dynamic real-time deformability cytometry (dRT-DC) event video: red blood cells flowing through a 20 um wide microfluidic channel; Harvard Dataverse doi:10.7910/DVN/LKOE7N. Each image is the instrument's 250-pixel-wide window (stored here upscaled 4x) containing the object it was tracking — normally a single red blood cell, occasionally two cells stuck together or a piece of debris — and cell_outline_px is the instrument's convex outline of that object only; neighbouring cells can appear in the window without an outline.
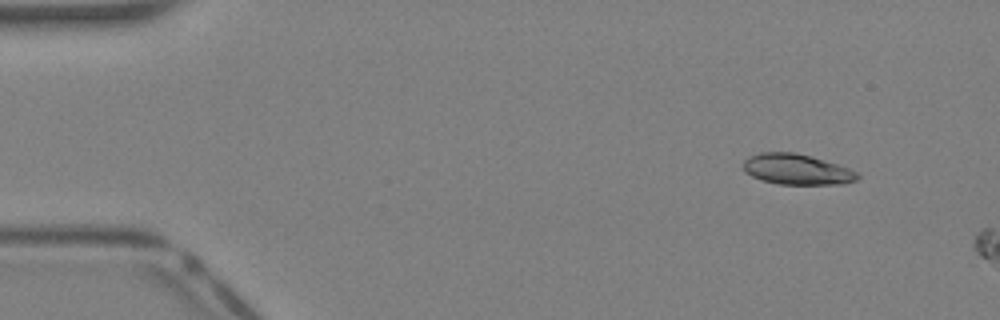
{"species": "Egyptian fruit bat (a non-hibernating species)", "species_latin": "Rousettus aegyptiacus", "temperature_condition": "warm", "stored_images_in_passage": 4, "camera_frame_rate_fps": 3000, "um_per_image_px": 0.085, "animal": {"sex": "female"}, "frame": {"image": 1, "passage_image": 2, "time_ms": 0.333, "image_size_px": [1000, 320], "cell_outline_px": [[860, 176], [856, 180], [844, 184], [776, 184], [760, 180], [744, 172], [744, 160], [748, 156], [760, 152], [792, 152], [812, 156], [848, 168], [856, 172]], "centroid_in_image_um": [67.69, 14.39], "position_along_channel_um": 17.3, "area_um2": 20.4}}